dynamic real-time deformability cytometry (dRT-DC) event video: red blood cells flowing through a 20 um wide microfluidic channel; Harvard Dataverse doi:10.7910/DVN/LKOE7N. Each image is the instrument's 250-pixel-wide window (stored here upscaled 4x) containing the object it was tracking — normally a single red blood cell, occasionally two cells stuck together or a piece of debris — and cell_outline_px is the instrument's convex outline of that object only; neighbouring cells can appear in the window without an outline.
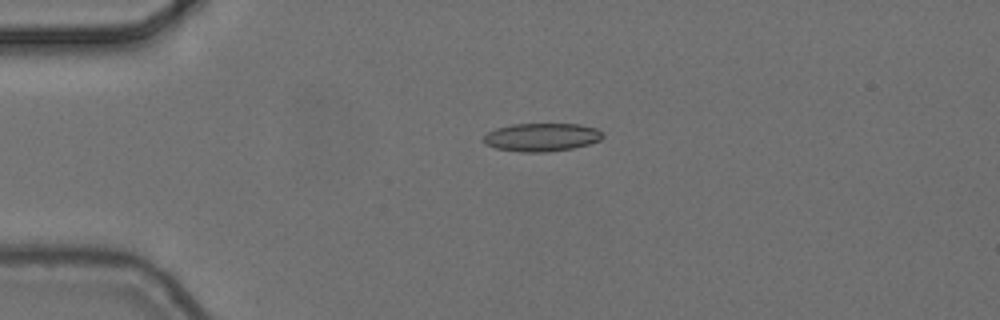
{"species": "common noctule bat (a hibernating species)", "species_latin": "Nyctalus noctula", "temperature_condition": "cold", "stored_images_in_passage": 2, "camera_frame_rate_fps": 3000, "um_per_image_px": 0.085, "animal": {"sex": "female", "body_mass_g": 24.6, "forearm_length_mm": 56.2}, "frame": {"image": 1, "passage_image": 1, "time_ms": 0.0, "image_size_px": [1000, 320], "cell_outline_px": [[604, 136], [600, 140], [588, 144], [572, 148], [548, 152], [520, 152], [496, 148], [484, 144], [484, 136], [488, 132], [496, 128], [512, 124], [580, 124], [596, 128], [604, 132]], "centroid_in_image_um": [46.05, 11.66], "position_along_channel_um": 38.9, "area_um2": 19.65}}